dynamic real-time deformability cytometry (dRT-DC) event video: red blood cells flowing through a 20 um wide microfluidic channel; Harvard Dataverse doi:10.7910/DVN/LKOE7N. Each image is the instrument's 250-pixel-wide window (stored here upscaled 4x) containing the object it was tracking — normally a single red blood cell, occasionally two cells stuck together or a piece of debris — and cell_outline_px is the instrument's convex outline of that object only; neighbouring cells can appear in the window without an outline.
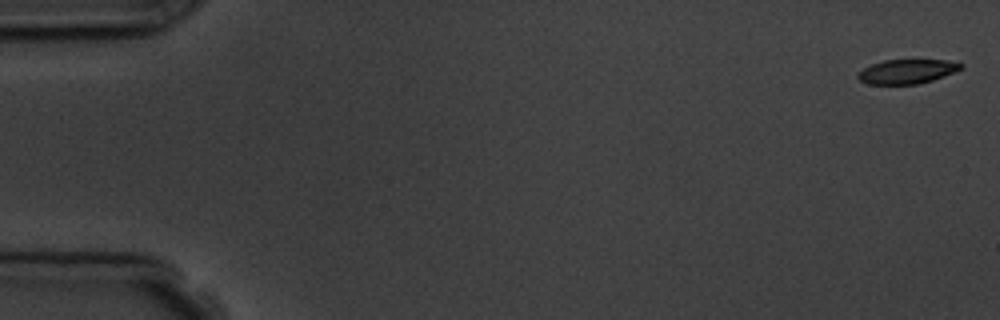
{"species": "common noctule bat (a hibernating species)", "species_latin": "Nyctalus noctula", "temperature_condition": "room temperature", "stored_images_in_passage": 11, "camera_frame_rate_fps": 3000, "um_per_image_px": 0.085, "animal": {"sex": "male", "body_mass_g": 19.5, "forearm_length_mm": 54.6}, "frame": {"image": 1, "passage_image": 1, "time_ms": 0.0, "image_size_px": [1000, 320], "cell_outline_px": [[964, 68], [932, 80], [916, 84], [868, 84], [860, 80], [856, 76], [864, 68], [872, 64], [884, 60], [944, 60], [964, 64]], "centroid_in_image_um": [77.1, 6.07], "position_along_channel_um": 7.9, "area_um2": 14.39}}
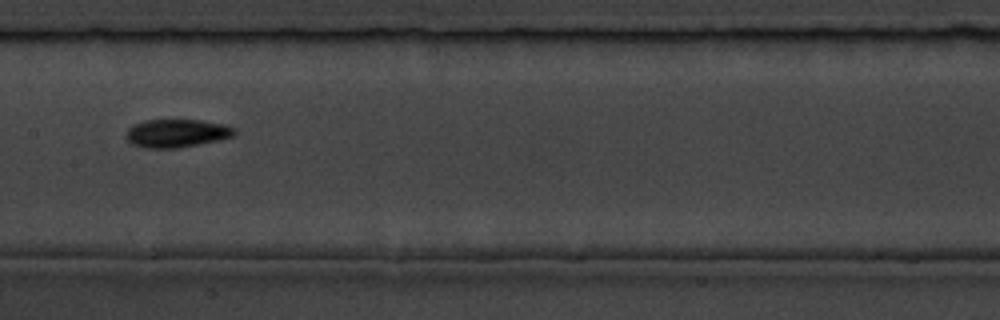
{"frame": {"image": 2, "passage_image": 8, "time_ms": 9.0, "image_size_px": [1000, 320], "cell_outline_px": [[236, 136], [220, 140], [176, 148], [144, 148], [132, 144], [124, 136], [124, 132], [132, 124], [144, 120], [200, 120], [228, 124], [236, 128]], "centroid_in_image_um": [15.03, 11.32], "position_along_channel_um": 192.4, "area_um2": 18.21}}
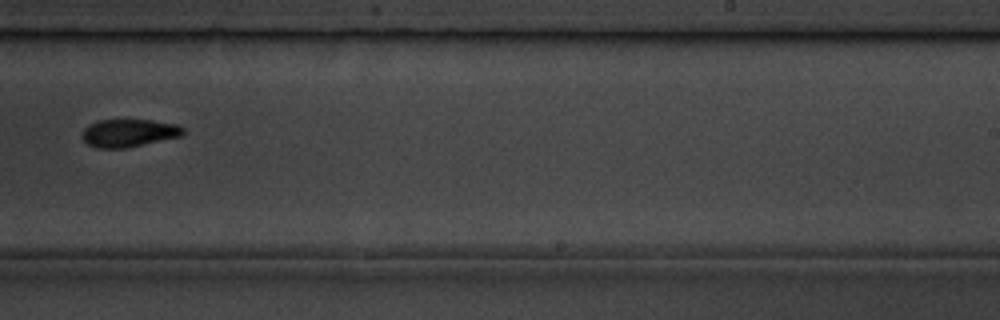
{"frame": {"image": 3, "passage_image": 10, "time_ms": 11.333, "image_size_px": [1000, 320], "cell_outline_px": [[184, 132], [180, 136], [124, 148], [96, 148], [88, 144], [80, 136], [80, 132], [88, 124], [96, 120], [152, 120], [176, 124], [184, 128]], "centroid_in_image_um": [10.88, 11.29], "position_along_channel_um": 278.1, "area_um2": 16.36}}